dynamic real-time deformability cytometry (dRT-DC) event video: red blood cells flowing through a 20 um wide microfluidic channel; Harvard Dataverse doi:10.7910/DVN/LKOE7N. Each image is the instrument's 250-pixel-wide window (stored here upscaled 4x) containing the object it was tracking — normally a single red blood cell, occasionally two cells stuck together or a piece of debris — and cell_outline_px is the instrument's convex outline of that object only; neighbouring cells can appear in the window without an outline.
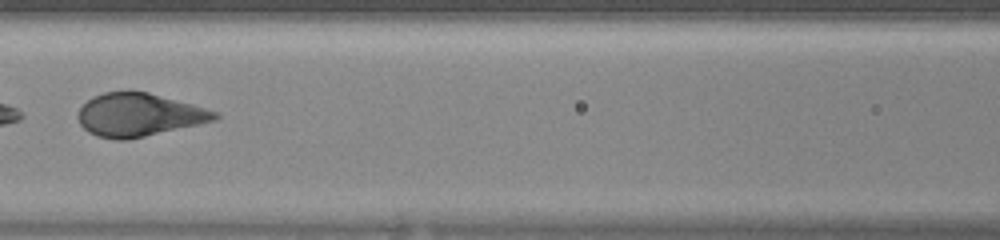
{"species": "human", "species_latin": "Homo sapiens", "temperature_condition": "warm", "stored_images_in_passage": 22, "segment_of_instrument_passage": [2, 2], "camera_frame_rate_fps": 3000, "um_per_image_px": 0.085, "donor": {"sex": "female"}, "frame": {"image": 1, "passage_image": 20, "time_ms": 6.333, "image_size_px": [1000, 240], "cell_outline_px": [[220, 116], [216, 120], [200, 124], [128, 140], [116, 140], [96, 136], [88, 132], [80, 124], [76, 116], [80, 108], [92, 96], [104, 92], [148, 92], [192, 104], [216, 112]], "centroid_in_image_um": [11.78, 9.78], "position_along_channel_um": 154.8, "area_um2": 34.22}}